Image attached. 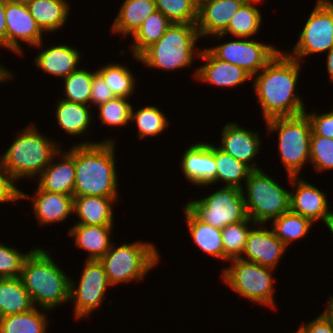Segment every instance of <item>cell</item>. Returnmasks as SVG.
Wrapping results in <instances>:
<instances>
[{"mask_svg":"<svg viewBox=\"0 0 333 333\" xmlns=\"http://www.w3.org/2000/svg\"><path fill=\"white\" fill-rule=\"evenodd\" d=\"M243 196L248 217L265 224L290 211V191L283 188L265 171L253 170L245 181Z\"/></svg>","mask_w":333,"mask_h":333,"instance_id":"obj_7","label":"cell"},{"mask_svg":"<svg viewBox=\"0 0 333 333\" xmlns=\"http://www.w3.org/2000/svg\"><path fill=\"white\" fill-rule=\"evenodd\" d=\"M245 0H202L196 23L200 37L222 34Z\"/></svg>","mask_w":333,"mask_h":333,"instance_id":"obj_19","label":"cell"},{"mask_svg":"<svg viewBox=\"0 0 333 333\" xmlns=\"http://www.w3.org/2000/svg\"><path fill=\"white\" fill-rule=\"evenodd\" d=\"M135 122L138 128V137L144 139L147 136H158L168 126V118L156 106L147 105L134 111L132 106L130 122Z\"/></svg>","mask_w":333,"mask_h":333,"instance_id":"obj_36","label":"cell"},{"mask_svg":"<svg viewBox=\"0 0 333 333\" xmlns=\"http://www.w3.org/2000/svg\"><path fill=\"white\" fill-rule=\"evenodd\" d=\"M46 311L34 307L25 313L0 317V333H47Z\"/></svg>","mask_w":333,"mask_h":333,"instance_id":"obj_33","label":"cell"},{"mask_svg":"<svg viewBox=\"0 0 333 333\" xmlns=\"http://www.w3.org/2000/svg\"><path fill=\"white\" fill-rule=\"evenodd\" d=\"M104 78L115 97H123L129 100L135 88L134 75L124 65L111 63L97 70Z\"/></svg>","mask_w":333,"mask_h":333,"instance_id":"obj_38","label":"cell"},{"mask_svg":"<svg viewBox=\"0 0 333 333\" xmlns=\"http://www.w3.org/2000/svg\"><path fill=\"white\" fill-rule=\"evenodd\" d=\"M34 308L20 278H0V317L21 314Z\"/></svg>","mask_w":333,"mask_h":333,"instance_id":"obj_29","label":"cell"},{"mask_svg":"<svg viewBox=\"0 0 333 333\" xmlns=\"http://www.w3.org/2000/svg\"><path fill=\"white\" fill-rule=\"evenodd\" d=\"M185 219L194 243L205 253L224 260L221 229L203 223L184 207Z\"/></svg>","mask_w":333,"mask_h":333,"instance_id":"obj_30","label":"cell"},{"mask_svg":"<svg viewBox=\"0 0 333 333\" xmlns=\"http://www.w3.org/2000/svg\"><path fill=\"white\" fill-rule=\"evenodd\" d=\"M302 333H333V317L326 309L314 320L301 324L298 328Z\"/></svg>","mask_w":333,"mask_h":333,"instance_id":"obj_47","label":"cell"},{"mask_svg":"<svg viewBox=\"0 0 333 333\" xmlns=\"http://www.w3.org/2000/svg\"><path fill=\"white\" fill-rule=\"evenodd\" d=\"M19 278L34 307L51 311L70 300L71 278L42 248H35L26 258Z\"/></svg>","mask_w":333,"mask_h":333,"instance_id":"obj_3","label":"cell"},{"mask_svg":"<svg viewBox=\"0 0 333 333\" xmlns=\"http://www.w3.org/2000/svg\"><path fill=\"white\" fill-rule=\"evenodd\" d=\"M255 224V222L247 217L244 221L230 224L221 229V237L224 246V260L229 261L242 256L248 234ZM250 225L252 227L249 228Z\"/></svg>","mask_w":333,"mask_h":333,"instance_id":"obj_37","label":"cell"},{"mask_svg":"<svg viewBox=\"0 0 333 333\" xmlns=\"http://www.w3.org/2000/svg\"><path fill=\"white\" fill-rule=\"evenodd\" d=\"M199 58L206 63L193 74L198 81L219 87H235L253 78L244 68L216 58L208 49H202Z\"/></svg>","mask_w":333,"mask_h":333,"instance_id":"obj_20","label":"cell"},{"mask_svg":"<svg viewBox=\"0 0 333 333\" xmlns=\"http://www.w3.org/2000/svg\"><path fill=\"white\" fill-rule=\"evenodd\" d=\"M229 261L232 262L231 267L224 268L223 281L241 297L275 309V298L273 296L275 278L272 276L274 269L240 258Z\"/></svg>","mask_w":333,"mask_h":333,"instance_id":"obj_9","label":"cell"},{"mask_svg":"<svg viewBox=\"0 0 333 333\" xmlns=\"http://www.w3.org/2000/svg\"><path fill=\"white\" fill-rule=\"evenodd\" d=\"M59 156V161H55ZM55 161V162H54ZM38 187L47 192H55L74 196L75 163L74 145L68 152L59 150L49 165L38 176Z\"/></svg>","mask_w":333,"mask_h":333,"instance_id":"obj_21","label":"cell"},{"mask_svg":"<svg viewBox=\"0 0 333 333\" xmlns=\"http://www.w3.org/2000/svg\"><path fill=\"white\" fill-rule=\"evenodd\" d=\"M301 62L279 51L257 74L253 90L262 108L263 119L304 114L306 108L296 93Z\"/></svg>","mask_w":333,"mask_h":333,"instance_id":"obj_1","label":"cell"},{"mask_svg":"<svg viewBox=\"0 0 333 333\" xmlns=\"http://www.w3.org/2000/svg\"><path fill=\"white\" fill-rule=\"evenodd\" d=\"M172 22L160 11H155L149 15L142 25L134 32L131 45L132 56H139L153 43L157 42L169 28Z\"/></svg>","mask_w":333,"mask_h":333,"instance_id":"obj_34","label":"cell"},{"mask_svg":"<svg viewBox=\"0 0 333 333\" xmlns=\"http://www.w3.org/2000/svg\"><path fill=\"white\" fill-rule=\"evenodd\" d=\"M185 207L203 223L219 229L248 217L243 189L236 187L223 186L207 197L188 202Z\"/></svg>","mask_w":333,"mask_h":333,"instance_id":"obj_10","label":"cell"},{"mask_svg":"<svg viewBox=\"0 0 333 333\" xmlns=\"http://www.w3.org/2000/svg\"><path fill=\"white\" fill-rule=\"evenodd\" d=\"M112 23V32L122 36L133 35L143 21L156 9L155 0H124Z\"/></svg>","mask_w":333,"mask_h":333,"instance_id":"obj_26","label":"cell"},{"mask_svg":"<svg viewBox=\"0 0 333 333\" xmlns=\"http://www.w3.org/2000/svg\"><path fill=\"white\" fill-rule=\"evenodd\" d=\"M160 255L152 243L135 241L118 247L111 245L99 260L112 286L141 281L158 263Z\"/></svg>","mask_w":333,"mask_h":333,"instance_id":"obj_6","label":"cell"},{"mask_svg":"<svg viewBox=\"0 0 333 333\" xmlns=\"http://www.w3.org/2000/svg\"><path fill=\"white\" fill-rule=\"evenodd\" d=\"M156 9L172 23L196 24L198 2L196 0H155Z\"/></svg>","mask_w":333,"mask_h":333,"instance_id":"obj_40","label":"cell"},{"mask_svg":"<svg viewBox=\"0 0 333 333\" xmlns=\"http://www.w3.org/2000/svg\"><path fill=\"white\" fill-rule=\"evenodd\" d=\"M326 69L329 75L330 82H333V47L327 52Z\"/></svg>","mask_w":333,"mask_h":333,"instance_id":"obj_49","label":"cell"},{"mask_svg":"<svg viewBox=\"0 0 333 333\" xmlns=\"http://www.w3.org/2000/svg\"><path fill=\"white\" fill-rule=\"evenodd\" d=\"M113 226L75 224L68 235L75 239L78 248L89 253L87 260H100L113 244L110 241Z\"/></svg>","mask_w":333,"mask_h":333,"instance_id":"obj_24","label":"cell"},{"mask_svg":"<svg viewBox=\"0 0 333 333\" xmlns=\"http://www.w3.org/2000/svg\"><path fill=\"white\" fill-rule=\"evenodd\" d=\"M268 133H278L279 154L287 175L299 176L310 161L312 127L307 115L277 117L266 120Z\"/></svg>","mask_w":333,"mask_h":333,"instance_id":"obj_8","label":"cell"},{"mask_svg":"<svg viewBox=\"0 0 333 333\" xmlns=\"http://www.w3.org/2000/svg\"><path fill=\"white\" fill-rule=\"evenodd\" d=\"M325 309L333 317V295L328 297V305Z\"/></svg>","mask_w":333,"mask_h":333,"instance_id":"obj_51","label":"cell"},{"mask_svg":"<svg viewBox=\"0 0 333 333\" xmlns=\"http://www.w3.org/2000/svg\"><path fill=\"white\" fill-rule=\"evenodd\" d=\"M115 98V95L106 84L103 76L96 70L93 75L89 106H99Z\"/></svg>","mask_w":333,"mask_h":333,"instance_id":"obj_45","label":"cell"},{"mask_svg":"<svg viewBox=\"0 0 333 333\" xmlns=\"http://www.w3.org/2000/svg\"><path fill=\"white\" fill-rule=\"evenodd\" d=\"M255 3L259 4V2H245L231 18L227 29L222 34L211 37L221 40L227 34L237 38H249L255 34L257 35L262 23V14Z\"/></svg>","mask_w":333,"mask_h":333,"instance_id":"obj_31","label":"cell"},{"mask_svg":"<svg viewBox=\"0 0 333 333\" xmlns=\"http://www.w3.org/2000/svg\"><path fill=\"white\" fill-rule=\"evenodd\" d=\"M34 125L29 124L22 130L4 155L0 156V161L15 183L20 178L38 177L61 149V144L45 137Z\"/></svg>","mask_w":333,"mask_h":333,"instance_id":"obj_4","label":"cell"},{"mask_svg":"<svg viewBox=\"0 0 333 333\" xmlns=\"http://www.w3.org/2000/svg\"><path fill=\"white\" fill-rule=\"evenodd\" d=\"M200 35L196 24L172 23L164 35L135 60L147 67L167 71L189 67L193 64L194 56L198 57L201 50H196V42Z\"/></svg>","mask_w":333,"mask_h":333,"instance_id":"obj_5","label":"cell"},{"mask_svg":"<svg viewBox=\"0 0 333 333\" xmlns=\"http://www.w3.org/2000/svg\"><path fill=\"white\" fill-rule=\"evenodd\" d=\"M181 169L186 179L201 187L216 183V163L214 160V144L195 143L184 151Z\"/></svg>","mask_w":333,"mask_h":333,"instance_id":"obj_17","label":"cell"},{"mask_svg":"<svg viewBox=\"0 0 333 333\" xmlns=\"http://www.w3.org/2000/svg\"><path fill=\"white\" fill-rule=\"evenodd\" d=\"M96 71L90 72L80 68L69 74L63 80L65 97L60 98L66 101L88 105L93 75Z\"/></svg>","mask_w":333,"mask_h":333,"instance_id":"obj_39","label":"cell"},{"mask_svg":"<svg viewBox=\"0 0 333 333\" xmlns=\"http://www.w3.org/2000/svg\"><path fill=\"white\" fill-rule=\"evenodd\" d=\"M30 14L43 32L57 31L65 25L70 11L67 0H26Z\"/></svg>","mask_w":333,"mask_h":333,"instance_id":"obj_27","label":"cell"},{"mask_svg":"<svg viewBox=\"0 0 333 333\" xmlns=\"http://www.w3.org/2000/svg\"><path fill=\"white\" fill-rule=\"evenodd\" d=\"M246 2H262V0H245Z\"/></svg>","mask_w":333,"mask_h":333,"instance_id":"obj_52","label":"cell"},{"mask_svg":"<svg viewBox=\"0 0 333 333\" xmlns=\"http://www.w3.org/2000/svg\"><path fill=\"white\" fill-rule=\"evenodd\" d=\"M89 105L59 99L55 117L58 125L71 136L85 135L93 116ZM85 133V134H84Z\"/></svg>","mask_w":333,"mask_h":333,"instance_id":"obj_28","label":"cell"},{"mask_svg":"<svg viewBox=\"0 0 333 333\" xmlns=\"http://www.w3.org/2000/svg\"><path fill=\"white\" fill-rule=\"evenodd\" d=\"M100 121L107 126L121 127L130 123L132 104L127 98L115 97L98 106Z\"/></svg>","mask_w":333,"mask_h":333,"instance_id":"obj_41","label":"cell"},{"mask_svg":"<svg viewBox=\"0 0 333 333\" xmlns=\"http://www.w3.org/2000/svg\"><path fill=\"white\" fill-rule=\"evenodd\" d=\"M310 162L318 172L333 169V139L311 136Z\"/></svg>","mask_w":333,"mask_h":333,"instance_id":"obj_43","label":"cell"},{"mask_svg":"<svg viewBox=\"0 0 333 333\" xmlns=\"http://www.w3.org/2000/svg\"><path fill=\"white\" fill-rule=\"evenodd\" d=\"M6 21V49L13 53L22 54L20 41L33 47H39L43 43L44 34L36 20L30 14L25 1L5 0ZM20 40V41H18Z\"/></svg>","mask_w":333,"mask_h":333,"instance_id":"obj_14","label":"cell"},{"mask_svg":"<svg viewBox=\"0 0 333 333\" xmlns=\"http://www.w3.org/2000/svg\"><path fill=\"white\" fill-rule=\"evenodd\" d=\"M12 77H14L13 73L4 68L0 63V83L5 82V80H9Z\"/></svg>","mask_w":333,"mask_h":333,"instance_id":"obj_50","label":"cell"},{"mask_svg":"<svg viewBox=\"0 0 333 333\" xmlns=\"http://www.w3.org/2000/svg\"><path fill=\"white\" fill-rule=\"evenodd\" d=\"M255 131L239 126L237 123H227L222 130L221 145L219 148L234 159L244 162L252 170H260L259 166L252 164L261 148V138Z\"/></svg>","mask_w":333,"mask_h":333,"instance_id":"obj_18","label":"cell"},{"mask_svg":"<svg viewBox=\"0 0 333 333\" xmlns=\"http://www.w3.org/2000/svg\"><path fill=\"white\" fill-rule=\"evenodd\" d=\"M81 58L82 55L78 49L63 44L40 51L35 57L34 63L44 73L64 79L78 69Z\"/></svg>","mask_w":333,"mask_h":333,"instance_id":"obj_23","label":"cell"},{"mask_svg":"<svg viewBox=\"0 0 333 333\" xmlns=\"http://www.w3.org/2000/svg\"><path fill=\"white\" fill-rule=\"evenodd\" d=\"M0 47L6 48L5 0H0Z\"/></svg>","mask_w":333,"mask_h":333,"instance_id":"obj_48","label":"cell"},{"mask_svg":"<svg viewBox=\"0 0 333 333\" xmlns=\"http://www.w3.org/2000/svg\"><path fill=\"white\" fill-rule=\"evenodd\" d=\"M254 226L248 234L240 259L275 269L287 246L276 237L272 229L263 227L264 224H260L258 229V224Z\"/></svg>","mask_w":333,"mask_h":333,"instance_id":"obj_16","label":"cell"},{"mask_svg":"<svg viewBox=\"0 0 333 333\" xmlns=\"http://www.w3.org/2000/svg\"><path fill=\"white\" fill-rule=\"evenodd\" d=\"M271 225L276 237L288 247L293 241L304 238L313 223L300 214L288 211L272 220Z\"/></svg>","mask_w":333,"mask_h":333,"instance_id":"obj_35","label":"cell"},{"mask_svg":"<svg viewBox=\"0 0 333 333\" xmlns=\"http://www.w3.org/2000/svg\"><path fill=\"white\" fill-rule=\"evenodd\" d=\"M295 333H302L299 329Z\"/></svg>","mask_w":333,"mask_h":333,"instance_id":"obj_53","label":"cell"},{"mask_svg":"<svg viewBox=\"0 0 333 333\" xmlns=\"http://www.w3.org/2000/svg\"><path fill=\"white\" fill-rule=\"evenodd\" d=\"M333 47V2L317 0L314 9L299 35L292 54L288 56L301 62V58L314 53L328 52Z\"/></svg>","mask_w":333,"mask_h":333,"instance_id":"obj_11","label":"cell"},{"mask_svg":"<svg viewBox=\"0 0 333 333\" xmlns=\"http://www.w3.org/2000/svg\"><path fill=\"white\" fill-rule=\"evenodd\" d=\"M117 197L78 196L74 197L73 214L79 225H113V205Z\"/></svg>","mask_w":333,"mask_h":333,"instance_id":"obj_25","label":"cell"},{"mask_svg":"<svg viewBox=\"0 0 333 333\" xmlns=\"http://www.w3.org/2000/svg\"><path fill=\"white\" fill-rule=\"evenodd\" d=\"M34 249L22 253L17 248L0 243V278L20 277L24 261Z\"/></svg>","mask_w":333,"mask_h":333,"instance_id":"obj_42","label":"cell"},{"mask_svg":"<svg viewBox=\"0 0 333 333\" xmlns=\"http://www.w3.org/2000/svg\"><path fill=\"white\" fill-rule=\"evenodd\" d=\"M109 286L112 287L102 263L99 260L86 259L79 283L70 279V301L75 305V318L87 317L101 307Z\"/></svg>","mask_w":333,"mask_h":333,"instance_id":"obj_12","label":"cell"},{"mask_svg":"<svg viewBox=\"0 0 333 333\" xmlns=\"http://www.w3.org/2000/svg\"><path fill=\"white\" fill-rule=\"evenodd\" d=\"M36 194L30 195L20 190V199L32 198L33 209L39 225H47L49 223H60L69 218L73 213L74 196L47 192L37 187Z\"/></svg>","mask_w":333,"mask_h":333,"instance_id":"obj_22","label":"cell"},{"mask_svg":"<svg viewBox=\"0 0 333 333\" xmlns=\"http://www.w3.org/2000/svg\"><path fill=\"white\" fill-rule=\"evenodd\" d=\"M214 160L216 163V183L223 182L224 186L243 189L241 181L248 179L253 171L244 162L234 159L231 155L214 145Z\"/></svg>","mask_w":333,"mask_h":333,"instance_id":"obj_32","label":"cell"},{"mask_svg":"<svg viewBox=\"0 0 333 333\" xmlns=\"http://www.w3.org/2000/svg\"><path fill=\"white\" fill-rule=\"evenodd\" d=\"M0 161V203L14 202L20 198V189Z\"/></svg>","mask_w":333,"mask_h":333,"instance_id":"obj_46","label":"cell"},{"mask_svg":"<svg viewBox=\"0 0 333 333\" xmlns=\"http://www.w3.org/2000/svg\"><path fill=\"white\" fill-rule=\"evenodd\" d=\"M294 188L290 191V211L300 214L312 223L323 220L331 231L333 227V211L329 210L326 194L314 185L302 180L299 176L287 175Z\"/></svg>","mask_w":333,"mask_h":333,"instance_id":"obj_15","label":"cell"},{"mask_svg":"<svg viewBox=\"0 0 333 333\" xmlns=\"http://www.w3.org/2000/svg\"><path fill=\"white\" fill-rule=\"evenodd\" d=\"M115 143L85 141L74 145V197H118Z\"/></svg>","mask_w":333,"mask_h":333,"instance_id":"obj_2","label":"cell"},{"mask_svg":"<svg viewBox=\"0 0 333 333\" xmlns=\"http://www.w3.org/2000/svg\"><path fill=\"white\" fill-rule=\"evenodd\" d=\"M312 127L311 136H324L333 139V110L323 114L307 113Z\"/></svg>","mask_w":333,"mask_h":333,"instance_id":"obj_44","label":"cell"},{"mask_svg":"<svg viewBox=\"0 0 333 333\" xmlns=\"http://www.w3.org/2000/svg\"><path fill=\"white\" fill-rule=\"evenodd\" d=\"M207 48L216 58L244 68L252 76L259 73L280 51L270 44L248 38Z\"/></svg>","mask_w":333,"mask_h":333,"instance_id":"obj_13","label":"cell"}]
</instances>
